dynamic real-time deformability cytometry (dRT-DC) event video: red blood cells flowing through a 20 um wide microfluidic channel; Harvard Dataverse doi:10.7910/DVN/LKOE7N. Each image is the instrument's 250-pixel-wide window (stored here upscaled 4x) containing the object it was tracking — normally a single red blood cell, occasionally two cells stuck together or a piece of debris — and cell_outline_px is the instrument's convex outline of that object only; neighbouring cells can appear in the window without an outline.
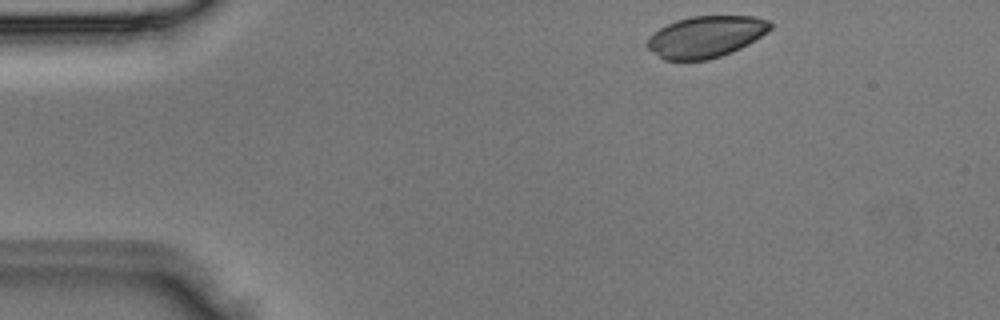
{"species": "Egyptian fruit bat (a non-hibernating species)", "species_latin": "Rousettus aegyptiacus", "temperature_condition": "room temperature", "stored_images_in_passage": 3, "camera_frame_rate_fps": 3000, "um_per_image_px": 0.085, "animal": {"sex": "male"}, "frame": {"image": 1, "passage_image": 1, "time_ms": 0.0, "image_size_px": [1000, 320], "cell_outline_px": [[772, 28], [768, 32], [748, 44], [732, 52], [708, 60], [664, 60], [648, 48], [644, 44], [648, 36], [660, 28], [676, 20], [692, 16], [756, 16], [768, 20], [772, 24]], "centroid_in_image_um": [59.99, 3.12], "position_along_channel_um": 25.0, "area_um2": 29.88}}